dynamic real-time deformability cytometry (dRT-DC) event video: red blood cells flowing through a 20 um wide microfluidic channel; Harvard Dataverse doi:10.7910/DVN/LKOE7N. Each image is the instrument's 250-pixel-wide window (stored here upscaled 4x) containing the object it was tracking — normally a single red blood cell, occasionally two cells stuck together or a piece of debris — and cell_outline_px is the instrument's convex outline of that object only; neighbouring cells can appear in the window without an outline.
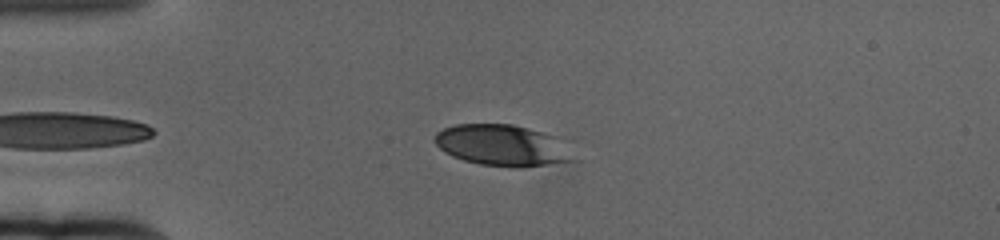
{"species": "human", "species_latin": "Homo sapiens", "temperature_condition": "cold", "stored_images_in_passage": 45, "camera_frame_rate_fps": 3000, "um_per_image_px": 0.085, "donor": {"sex": "female"}, "frame": {"image": 1, "passage_image": 5, "time_ms": 1.333, "image_size_px": [1000, 240], "cell_outline_px": [[576, 160], [520, 168], [516, 168], [480, 164], [464, 160], [452, 156], [444, 152], [436, 144], [436, 132], [444, 128], [456, 124], [512, 124], [528, 128], [552, 136]], "centroid_in_image_um": [42.6, 12.36], "position_along_channel_um": 42.4, "area_um2": 32.54}}
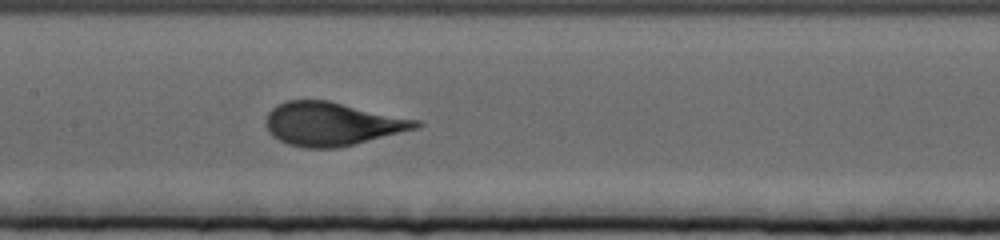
{"frame": {"image": 2, "passage_image": 20, "time_ms": 6.333, "image_size_px": [1000, 240], "cell_outline_px": [[424, 124], [416, 128], [336, 148], [304, 148], [288, 144], [272, 136], [268, 132], [268, 112], [276, 104], [288, 100], [328, 100], [420, 120]], "centroid_in_image_um": [28.21, 10.52], "position_along_channel_um": 179.2, "area_um2": 37.57}}
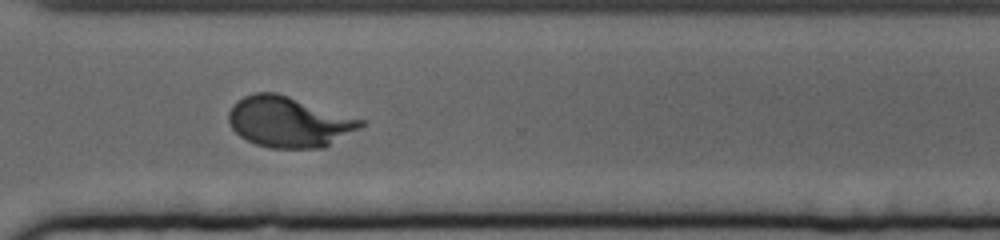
{"frame": {"image": 3, "passage_image": 35, "time_ms": 11.333, "image_size_px": [1000, 240], "cell_outline_px": [[364, 124], [324, 148], [272, 148], [256, 144], [240, 136], [232, 128], [228, 120], [228, 112], [232, 104], [236, 100], [244, 96], [256, 92], [276, 92], [364, 120]], "centroid_in_image_um": [24.5, 10.35], "position_along_channel_um": 346.1, "area_um2": 38.61}, "authors_computed_cell_mechanics": {"area_um2": 36.8764, "velocity_mm_per_s": 3.3413, "shape_relaxation_time_tau1_ms": 4.391, "shape_relaxation_time_tau2_ms": null, "deformation_change_tau1": 0.1966, "deformation_change_tau2": null}}